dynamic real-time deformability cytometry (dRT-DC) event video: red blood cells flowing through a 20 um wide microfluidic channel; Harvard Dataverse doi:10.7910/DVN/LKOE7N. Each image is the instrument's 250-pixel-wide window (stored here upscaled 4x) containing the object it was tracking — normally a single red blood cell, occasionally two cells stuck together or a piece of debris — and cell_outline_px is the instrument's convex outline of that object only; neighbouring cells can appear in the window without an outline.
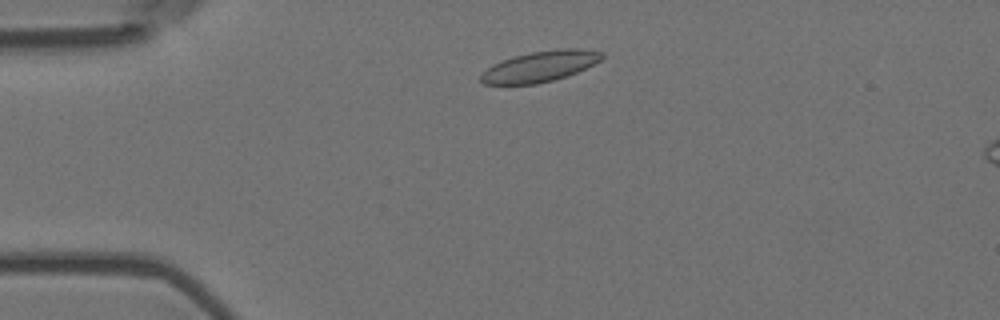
{"species": "Egyptian fruit bat (a non-hibernating species)", "species_latin": "Rousettus aegyptiacus", "temperature_condition": "room temperature", "stored_images_in_passage": 4, "camera_frame_rate_fps": 3000, "um_per_image_px": 0.085, "animal": {"sex": "female"}, "frame": {"image": 1, "passage_image": 2, "time_ms": 0.333, "image_size_px": [1000, 320], "cell_outline_px": [[604, 56], [600, 60], [576, 72], [552, 80], [536, 84], [484, 84], [480, 80], [480, 72], [492, 64], [512, 56], [532, 52], [560, 48], [580, 48], [604, 52]], "centroid_in_image_um": [45.85, 5.63], "position_along_channel_um": 39.1, "area_um2": 21.62}}